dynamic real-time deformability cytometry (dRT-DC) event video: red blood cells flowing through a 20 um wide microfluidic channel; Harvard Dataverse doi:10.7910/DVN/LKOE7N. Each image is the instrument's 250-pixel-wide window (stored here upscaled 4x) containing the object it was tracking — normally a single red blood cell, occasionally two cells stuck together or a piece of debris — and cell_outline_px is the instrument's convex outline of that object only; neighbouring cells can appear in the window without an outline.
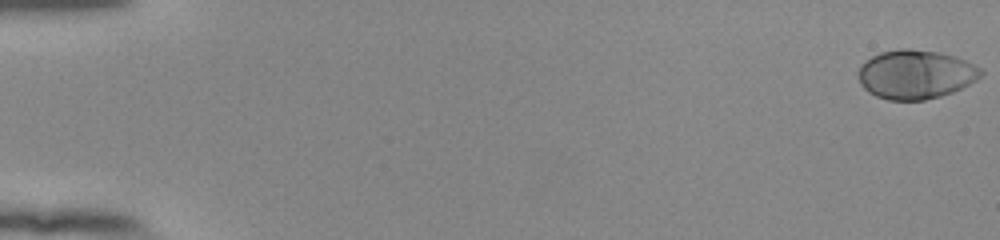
{"species": "human", "species_latin": "Homo sapiens", "temperature_condition": "room temperature", "stored_images_in_passage": 55, "camera_frame_rate_fps": 3000, "um_per_image_px": 0.085, "donor": {"sex": "female"}, "frame": {"image": 1, "passage_image": 1, "time_ms": 0.0, "image_size_px": [1000, 240], "cell_outline_px": [[984, 72], [976, 80], [952, 92], [940, 96], [924, 100], [888, 100], [876, 96], [868, 92], [860, 84], [856, 72], [864, 60], [880, 52], [900, 48], [908, 48], [940, 52], [956, 56], [980, 68]], "centroid_in_image_um": [77.78, 6.31], "position_along_channel_um": 7.2, "area_um2": 35.2}}
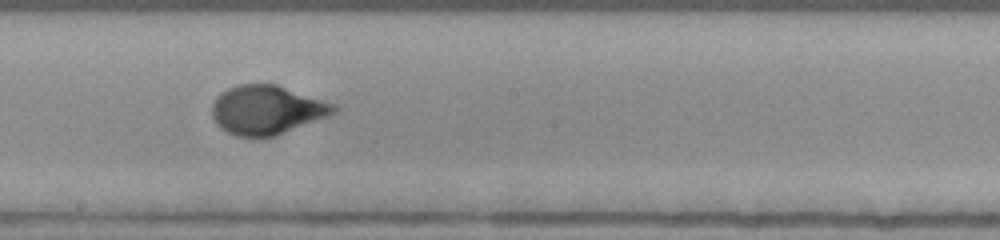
{"frame": {"image": 2, "passage_image": 32, "time_ms": 10.333, "image_size_px": [1000, 240], "cell_outline_px": [[340, 108], [336, 112], [328, 116], [276, 136], [236, 136], [220, 128], [216, 124], [212, 116], [212, 104], [216, 96], [220, 92], [228, 88], [240, 84], [276, 84], [336, 104]], "centroid_in_image_um": [22.68, 9.33], "position_along_channel_um": 225.5, "area_um2": 34.85}}
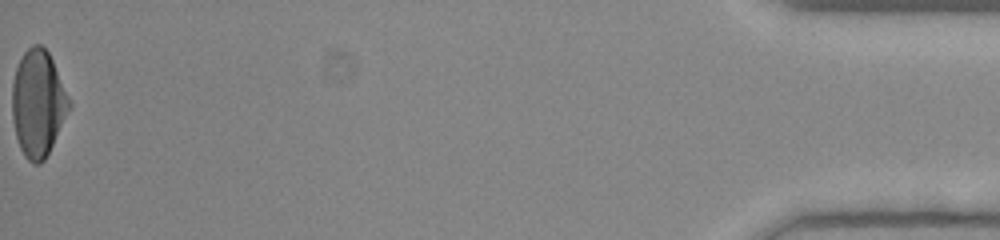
{"frame": {"image": 3, "passage_image": 55, "time_ms": 18.0, "image_size_px": [1000, 240], "cell_outline_px": [[72, 104], [44, 160], [40, 164], [32, 164], [24, 156], [20, 148], [16, 136], [12, 120], [12, 84], [16, 68], [24, 52], [32, 44], [40, 44], [48, 52], [52, 60]], "centroid_in_image_um": [3.21, 8.79], "position_along_channel_um": 432.0, "area_um2": 35.08}, "authors_computed_cell_mechanics": {"area_um2": 34.0442, "velocity_mm_per_s": 3.8864, "shape_relaxation_time_tau1_ms": 3.9421, "shape_relaxation_time_tau2_ms": null, "deformation_change_tau1": 0.2007, "deformation_change_tau2": null}}